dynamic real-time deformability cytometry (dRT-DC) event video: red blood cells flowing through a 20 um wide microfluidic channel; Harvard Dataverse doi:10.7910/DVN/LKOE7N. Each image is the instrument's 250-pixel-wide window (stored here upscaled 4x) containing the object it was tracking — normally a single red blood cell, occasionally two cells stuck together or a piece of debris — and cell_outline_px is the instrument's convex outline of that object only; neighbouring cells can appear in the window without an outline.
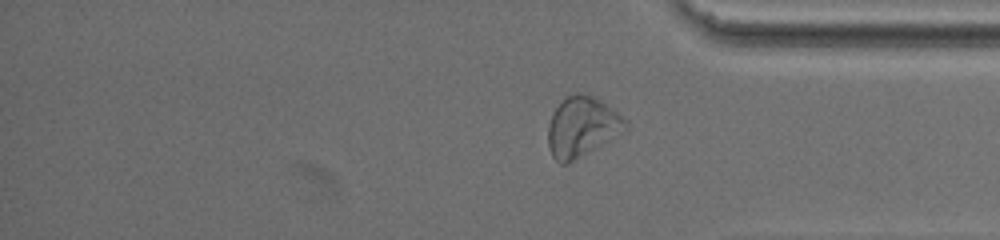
{"species": "common noctule bat (a hibernating species)", "species_latin": "Nyctalus noctula", "temperature_condition": "warm", "stored_images_in_passage": 31, "segment_of_instrument_passage": [2, 2], "camera_frame_rate_fps": 3000, "um_per_image_px": 0.085, "animal": {"sex": "female", "body_mass_g": 19.5, "forearm_length_mm": 54.1}, "frame": {"image": 1, "passage_image": 31, "time_ms": 26.333, "image_size_px": [1000, 240], "cell_outline_px": [[628, 128], [572, 160], [564, 164], [560, 164], [552, 156], [548, 144], [548, 124], [556, 108], [568, 96], [576, 92], [580, 92], [592, 96], [600, 100], [628, 120]], "centroid_in_image_um": [49.45, 10.75], "position_along_channel_um": 385.7, "area_um2": 26.24}}